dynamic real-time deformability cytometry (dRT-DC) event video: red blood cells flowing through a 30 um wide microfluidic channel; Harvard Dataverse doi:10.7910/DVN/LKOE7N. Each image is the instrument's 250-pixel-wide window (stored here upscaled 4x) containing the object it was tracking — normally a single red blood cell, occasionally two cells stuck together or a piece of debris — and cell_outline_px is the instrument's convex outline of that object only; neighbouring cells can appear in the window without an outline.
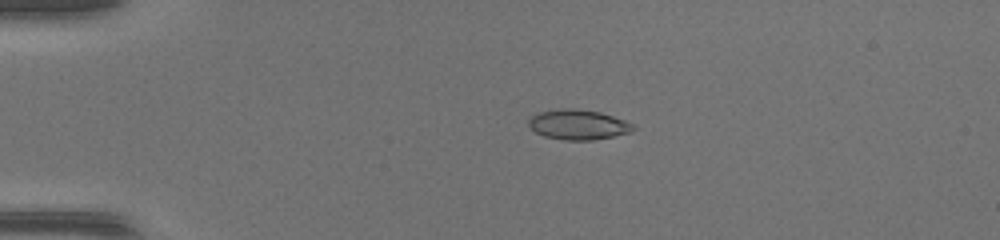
{"species": "common noctule bat (a hibernating species)", "species_latin": "Nyctalus noctula", "temperature_condition": "warm", "stored_images_in_passage": 39, "camera_frame_rate_fps": 3000, "um_per_image_px": 0.085, "animal": {"sex": "female", "body_mass_g": 17.0, "forearm_length_mm": 48.0}, "frame": {"image": 1, "passage_image": 1, "time_ms": 0.0, "image_size_px": [1000, 240], "cell_outline_px": [[636, 128], [632, 132], [592, 140], [564, 140], [544, 136], [536, 132], [528, 124], [528, 120], [532, 116], [540, 112], [560, 108], [576, 108], [600, 112], [624, 120], [632, 124]], "centroid_in_image_um": [49.14, 10.59], "position_along_channel_um": 35.9, "area_um2": 18.21}}
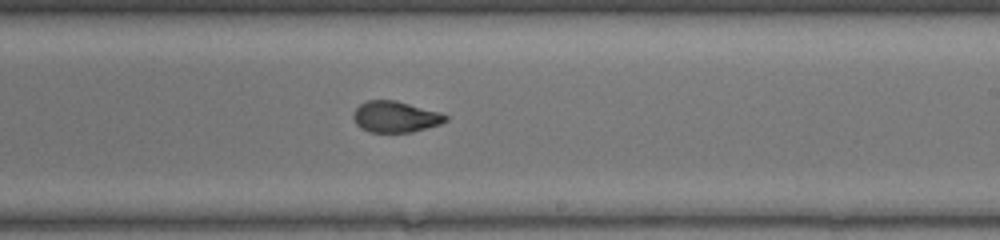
{"frame": {"image": 2, "passage_image": 20, "time_ms": 6.333, "image_size_px": [1000, 240], "cell_outline_px": [[448, 120], [440, 124], [412, 132], [368, 132], [360, 128], [356, 124], [352, 116], [352, 112], [360, 104], [368, 100], [396, 100], [440, 112], [448, 116]], "centroid_in_image_um": [33.59, 9.92], "position_along_channel_um": 255.4, "area_um2": 16.88}}
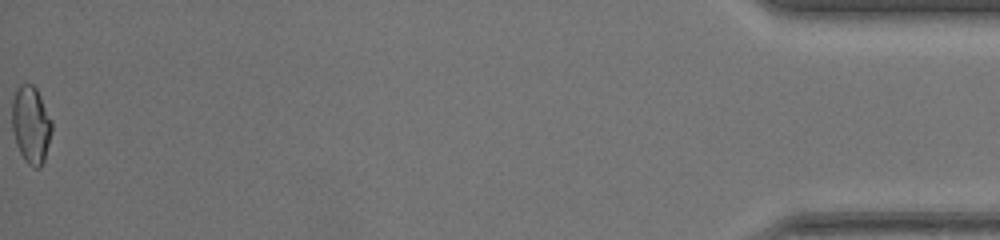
{"frame": {"image": 3, "passage_image": 39, "time_ms": 12.667, "image_size_px": [1000, 240], "cell_outline_px": [[52, 132], [44, 160], [40, 168], [32, 168], [24, 160], [16, 144], [12, 128], [12, 100], [16, 88], [20, 84], [32, 84], [36, 88], [52, 120]], "centroid_in_image_um": [2.63, 10.61], "position_along_channel_um": 432.6, "area_um2": 18.09}, "authors_computed_cell_mechanics": {"area_um2": 17.3978, "velocity_mm_per_s": 4.3158, "shape_relaxation_time_tau1_ms": null, "shape_relaxation_time_tau2_ms": 0.8625, "deformation_change_tau1": null, "deformation_change_tau2": 0.0595}}